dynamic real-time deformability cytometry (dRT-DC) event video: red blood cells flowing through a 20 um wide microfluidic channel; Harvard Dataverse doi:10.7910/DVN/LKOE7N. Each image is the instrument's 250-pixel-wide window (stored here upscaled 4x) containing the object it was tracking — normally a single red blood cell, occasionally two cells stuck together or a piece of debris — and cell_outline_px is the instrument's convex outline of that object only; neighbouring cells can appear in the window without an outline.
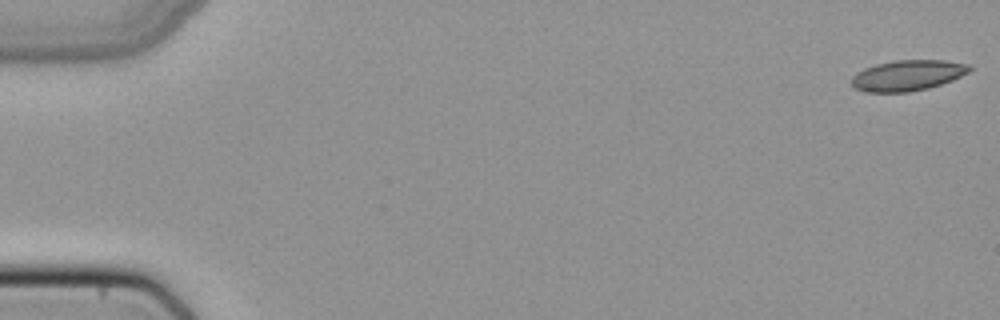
{"species": "common noctule bat (a hibernating species)", "species_latin": "Nyctalus noctula", "temperature_condition": "cold", "stored_images_in_passage": 51, "camera_frame_rate_fps": 3000, "um_per_image_px": 0.085, "animal": {"sex": "female", "body_mass_g": 22.7, "forearm_length_mm": 54.2}, "frame": {"image": 1, "passage_image": 1, "time_ms": 0.0, "image_size_px": [1000, 320], "cell_outline_px": [[972, 68], [968, 72], [952, 80], [928, 88], [908, 92], [864, 92], [856, 88], [852, 84], [852, 76], [856, 72], [864, 68], [876, 64], [896, 60], [944, 60], [972, 64]], "centroid_in_image_um": [77.15, 6.4], "position_along_channel_um": 7.8, "area_um2": 21.1}}
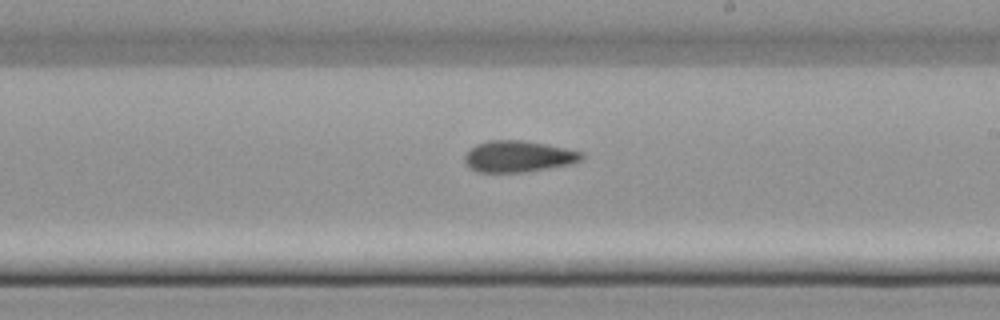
{"frame": {"image": 2, "passage_image": 30, "time_ms": 9.667, "image_size_px": [1000, 320], "cell_outline_px": [[584, 156], [580, 160], [572, 164], [524, 172], [476, 172], [468, 168], [464, 164], [464, 156], [476, 144], [488, 140], [524, 140], [584, 152]], "centroid_in_image_um": [44.02, 13.3], "position_along_channel_um": 245.0, "area_um2": 21.44}}
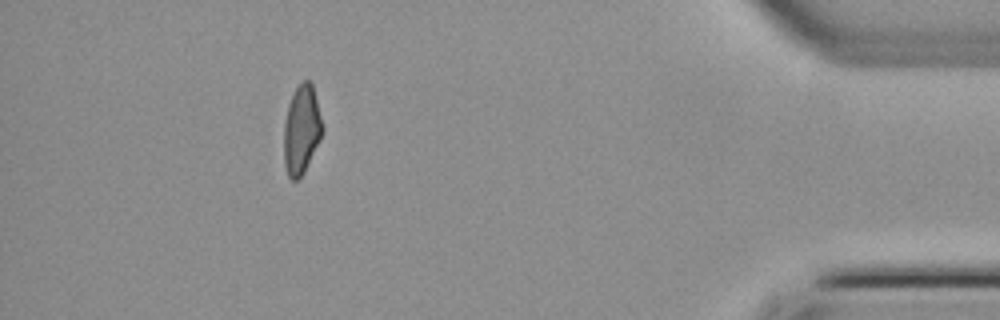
{"frame": {"image": 3, "passage_image": 46, "time_ms": 15.0, "image_size_px": [1000, 320], "cell_outline_px": [[324, 132], [304, 172], [296, 180], [292, 180], [288, 176], [284, 164], [284, 124], [288, 104], [296, 88], [304, 80], [308, 80], [312, 84], [324, 128]], "centroid_in_image_um": [25.63, 11.04], "position_along_channel_um": 409.6, "area_um2": 19.83}}